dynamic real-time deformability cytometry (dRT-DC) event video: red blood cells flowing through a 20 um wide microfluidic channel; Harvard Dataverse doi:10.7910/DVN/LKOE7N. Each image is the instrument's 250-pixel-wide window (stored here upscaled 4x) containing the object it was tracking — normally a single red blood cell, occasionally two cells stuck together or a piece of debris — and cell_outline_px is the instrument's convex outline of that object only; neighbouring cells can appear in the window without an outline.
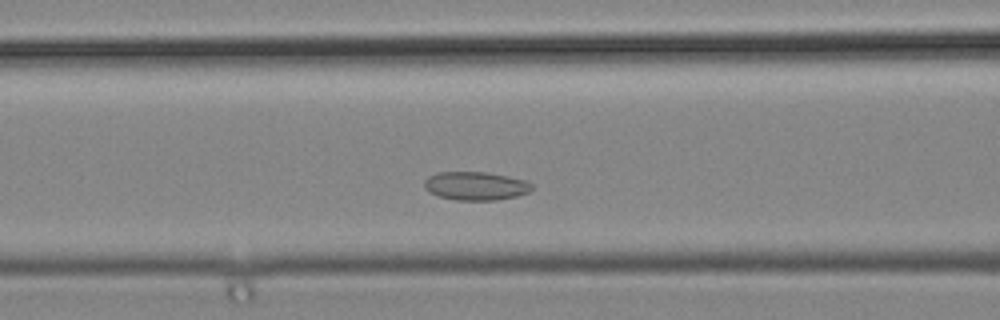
{"species": "common noctule bat (a hibernating species)", "species_latin": "Nyctalus noctula", "temperature_condition": "cold", "stored_images_in_passage": 44, "camera_frame_rate_fps": 3000, "um_per_image_px": 0.085, "animal": {"sex": "male", "body_mass_g": 19.2, "forearm_length_mm": 51.8}, "frame": {"image": 1, "passage_image": 14, "time_ms": 4.333, "image_size_px": [1000, 320], "cell_outline_px": [[532, 188], [528, 192], [516, 196], [496, 200], [456, 200], [440, 196], [428, 192], [424, 188], [424, 180], [428, 176], [436, 172], [488, 172], [508, 176], [524, 180], [532, 184]], "centroid_in_image_um": [40.39, 15.79], "position_along_channel_um": 126.2, "area_um2": 17.86}}
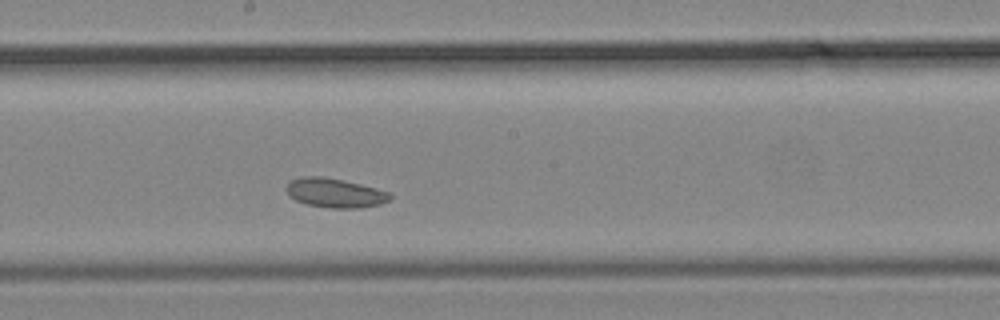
{"frame": {"image": 2, "passage_image": 21, "time_ms": 6.667, "image_size_px": [1000, 320], "cell_outline_px": [[392, 200], [380, 204], [360, 208], [332, 208], [308, 204], [296, 200], [288, 196], [288, 180], [300, 176], [320, 176], [344, 180], [376, 188], [388, 192], [392, 196]], "centroid_in_image_um": [28.48, 16.39], "position_along_channel_um": 219.7, "area_um2": 17.69}}
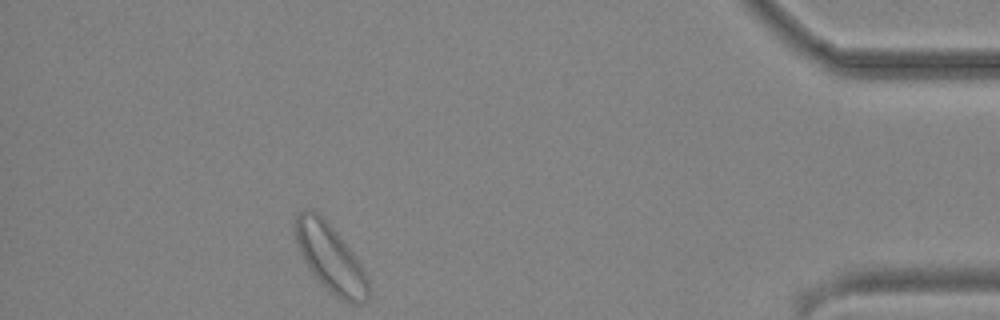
{"frame": {"image": 3, "passage_image": 39, "time_ms": 12.667, "image_size_px": [1000, 320], "cell_outline_px": [[368, 300], [360, 304], [352, 304], [336, 296], [308, 268], [300, 252], [296, 240], [292, 224], [296, 216], [304, 208], [312, 208], [336, 232], [352, 252], [360, 264], [368, 280]], "centroid_in_image_um": [28.05, 21.9], "position_along_channel_um": 407.2, "area_um2": 28.21}}